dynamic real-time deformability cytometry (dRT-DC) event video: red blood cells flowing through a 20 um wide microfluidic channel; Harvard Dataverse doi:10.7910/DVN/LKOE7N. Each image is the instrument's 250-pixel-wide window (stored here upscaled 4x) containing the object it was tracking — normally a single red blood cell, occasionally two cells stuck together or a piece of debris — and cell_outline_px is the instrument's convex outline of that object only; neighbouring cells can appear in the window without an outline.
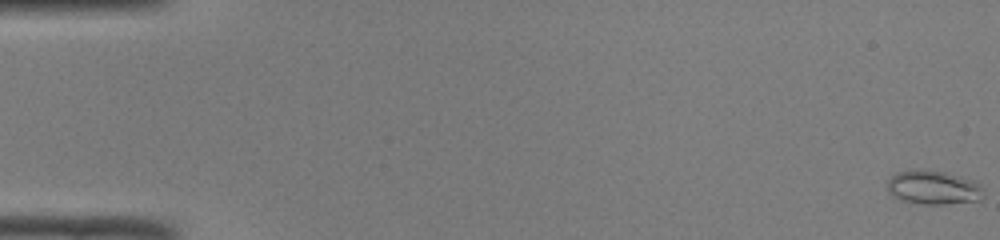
{"species": "common noctule bat (a hibernating species)", "species_latin": "Nyctalus noctula", "temperature_condition": "room temperature", "stored_images_in_passage": 51, "camera_frame_rate_fps": 3000, "um_per_image_px": 0.085, "animal": {"sex": "male", "body_mass_g": 19.0, "forearm_length_mm": 50.8}, "frame": {"image": 1, "passage_image": 1, "time_ms": 0.0, "image_size_px": [1000, 240], "cell_outline_px": [[984, 196], [980, 200], [944, 204], [924, 204], [900, 200], [892, 196], [888, 192], [888, 180], [896, 172], [944, 172], [960, 176], [972, 180], [980, 184]], "centroid_in_image_um": [79.35, 15.98], "position_along_channel_um": 5.6, "area_um2": 18.44}}
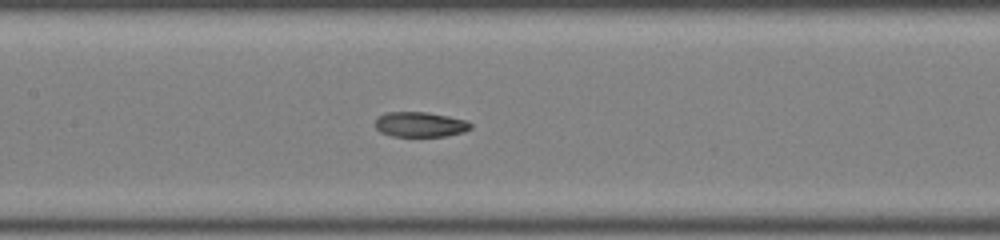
{"frame": {"image": 2, "passage_image": 25, "time_ms": 8.0, "image_size_px": [1000, 240], "cell_outline_px": [[472, 128], [464, 132], [444, 136], [392, 136], [380, 132], [376, 128], [376, 116], [388, 112], [424, 112], [448, 116], [468, 120], [472, 124]], "centroid_in_image_um": [35.73, 10.57], "position_along_channel_um": 171.7, "area_um2": 13.99}}
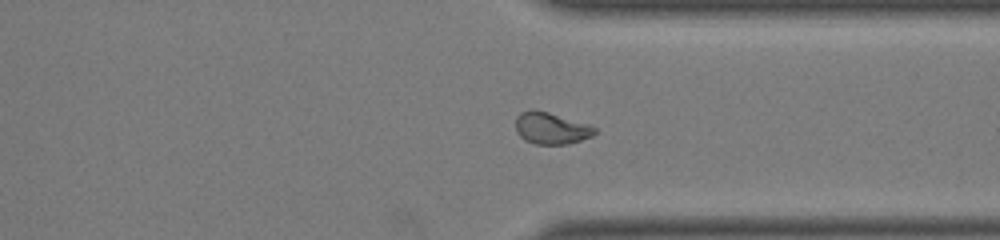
{"frame": {"image": 3, "passage_image": 39, "time_ms": 12.667, "image_size_px": [1000, 240], "cell_outline_px": [[596, 132], [592, 136], [568, 144], [536, 144], [524, 140], [516, 132], [516, 116], [520, 112], [532, 108], [536, 108], [592, 124], [596, 128]], "centroid_in_image_um": [46.85, 10.87], "position_along_channel_um": 364.5, "area_um2": 15.09}, "authors_computed_cell_mechanics": {"area_um2": 15.3748, "velocity_mm_per_s": 4.1157, "shape_relaxation_time_tau1_ms": null, "shape_relaxation_time_tau2_ms": 2.8459, "deformation_change_tau1": null, "deformation_change_tau2": 0.0781}}